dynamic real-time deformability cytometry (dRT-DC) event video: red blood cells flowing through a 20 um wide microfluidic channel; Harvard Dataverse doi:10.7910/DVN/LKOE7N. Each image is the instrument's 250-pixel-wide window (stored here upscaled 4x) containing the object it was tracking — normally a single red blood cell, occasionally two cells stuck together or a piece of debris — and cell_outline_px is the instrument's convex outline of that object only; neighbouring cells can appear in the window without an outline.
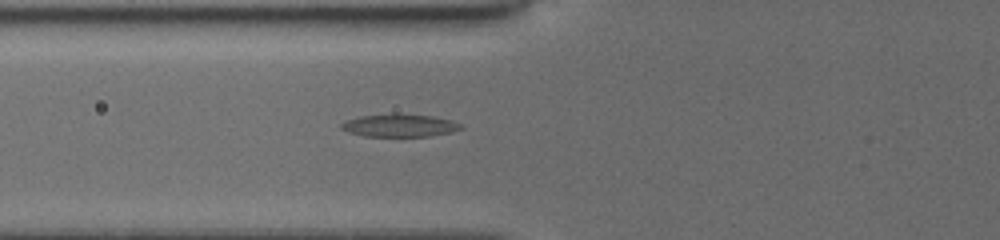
{"species": "common noctule bat (a hibernating species)", "species_latin": "Nyctalus noctula", "temperature_condition": "cold", "stored_images_in_passage": 12, "camera_frame_rate_fps": 3000, "um_per_image_px": 0.085, "animal": {"sex": "female", "body_mass_g": 19.5, "forearm_length_mm": 54.1}, "frame": {"image": 1, "passage_image": 4, "time_ms": 1.0, "image_size_px": [1000, 240], "cell_outline_px": [[464, 128], [452, 132], [428, 136], [364, 136], [348, 132], [340, 128], [340, 124], [348, 120], [360, 116], [392, 112], [432, 116], [448, 120], [460, 124]], "centroid_in_image_um": [33.93, 10.65], "position_along_channel_um": 91.9, "area_um2": 15.95}}
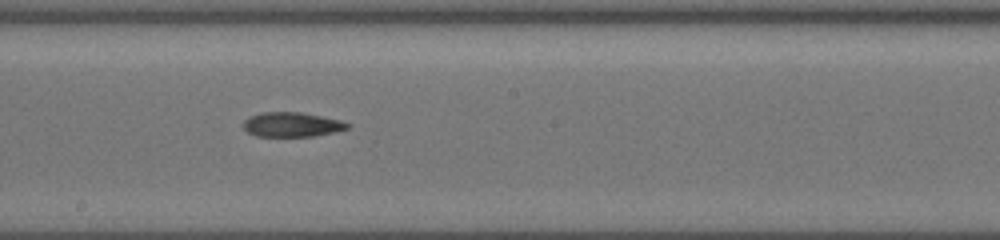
{"frame": {"image": 2, "passage_image": 11, "time_ms": 4.333, "image_size_px": [1000, 240], "cell_outline_px": [[352, 124], [348, 128], [332, 132], [312, 136], [256, 136], [248, 132], [244, 128], [244, 120], [248, 116], [260, 112], [300, 112], [340, 120]], "centroid_in_image_um": [24.78, 10.58], "position_along_channel_um": 223.4, "area_um2": 14.8}}
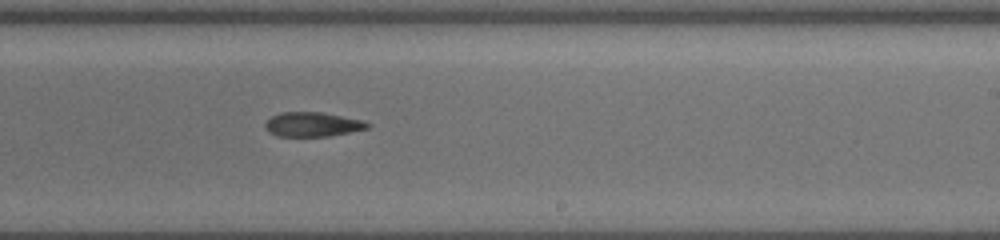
{"frame": {"image": 3, "passage_image": 12, "time_ms": 5.333, "image_size_px": [1000, 240], "cell_outline_px": [[368, 128], [328, 136], [276, 136], [268, 132], [264, 124], [272, 116], [280, 112], [320, 112], [364, 120], [368, 124]], "centroid_in_image_um": [26.52, 10.57], "position_along_channel_um": 262.5, "area_um2": 14.39}}